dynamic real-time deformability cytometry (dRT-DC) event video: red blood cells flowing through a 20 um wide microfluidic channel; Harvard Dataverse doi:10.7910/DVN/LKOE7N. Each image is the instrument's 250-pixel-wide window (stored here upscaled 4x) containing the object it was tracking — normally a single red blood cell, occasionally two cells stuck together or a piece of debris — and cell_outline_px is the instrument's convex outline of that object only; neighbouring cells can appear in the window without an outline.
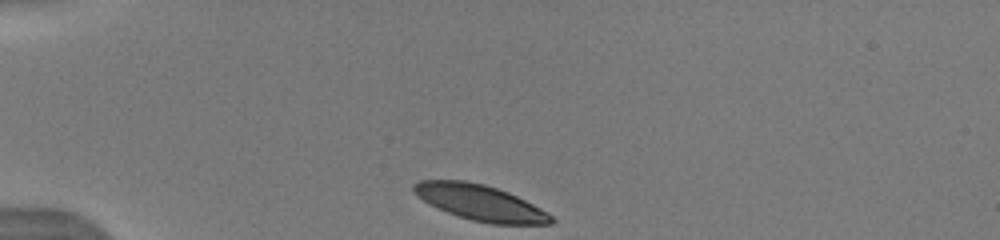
{"species": "human", "species_latin": "Homo sapiens", "temperature_condition": "warm", "stored_images_in_passage": 30, "camera_frame_rate_fps": 3000, "um_per_image_px": 0.085, "donor": {"sex": "male"}, "frame": {"image": 1, "passage_image": 1, "time_ms": 0.0, "image_size_px": [1000, 240], "cell_outline_px": [[556, 220], [552, 224], [492, 224], [472, 220], [436, 208], [428, 204], [412, 192], [412, 184], [420, 180], [468, 180], [484, 184], [508, 192], [548, 212]], "centroid_in_image_um": [40.79, 17.22], "position_along_channel_um": 44.2, "area_um2": 28.61}, "authors_computed_cell_mechanics": {"area_um2": 31.501, "velocity_mm_per_s": 3.8879, "shape_relaxation_time_tau1_ms": 1.4249, "shape_relaxation_time_tau2_ms": 7.6484, "deformation_change_tau1": 0.0804, "deformation_change_tau2": 0.2001}}